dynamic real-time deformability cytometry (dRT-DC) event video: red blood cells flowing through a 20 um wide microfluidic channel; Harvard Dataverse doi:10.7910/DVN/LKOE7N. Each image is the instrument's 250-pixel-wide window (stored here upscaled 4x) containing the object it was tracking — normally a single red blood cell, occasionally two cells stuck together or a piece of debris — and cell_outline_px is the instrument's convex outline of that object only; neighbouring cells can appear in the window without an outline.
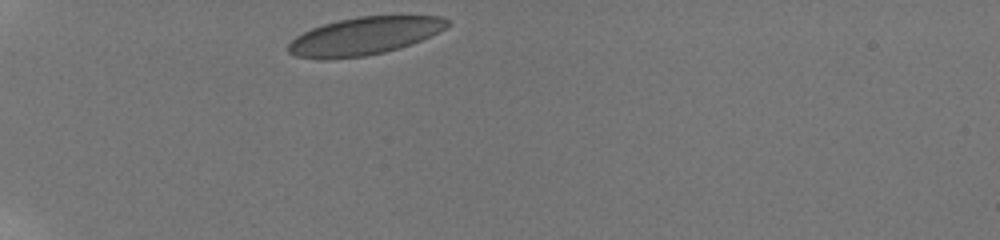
{"species": "human", "species_latin": "Homo sapiens", "temperature_condition": "room temperature", "stored_images_in_passage": 33, "camera_frame_rate_fps": 3000, "um_per_image_px": 0.085, "donor": {"sex": "male"}, "frame": {"image": 1, "passage_image": 1, "time_ms": 0.0, "image_size_px": [1000, 240], "cell_outline_px": [[452, 24], [412, 44], [384, 52], [364, 56], [296, 56], [288, 52], [288, 44], [296, 36], [312, 28], [324, 24], [356, 16], [444, 16], [452, 20]], "centroid_in_image_um": [31.06, 3.01], "position_along_channel_um": 53.9, "area_um2": 33.87}}
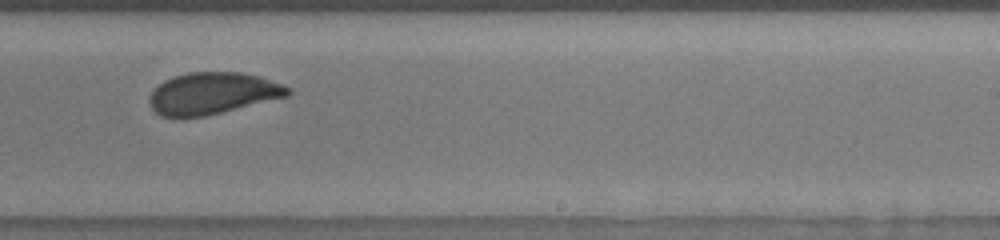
{"frame": {"image": 2, "passage_image": 21, "time_ms": 6.667, "image_size_px": [1000, 240], "cell_outline_px": [[292, 92], [288, 96], [204, 116], [160, 116], [152, 108], [148, 100], [152, 92], [164, 80], [172, 76], [188, 72], [240, 72], [260, 76], [292, 88]], "centroid_in_image_um": [18.09, 7.91], "position_along_channel_um": 270.9, "area_um2": 33.41}}
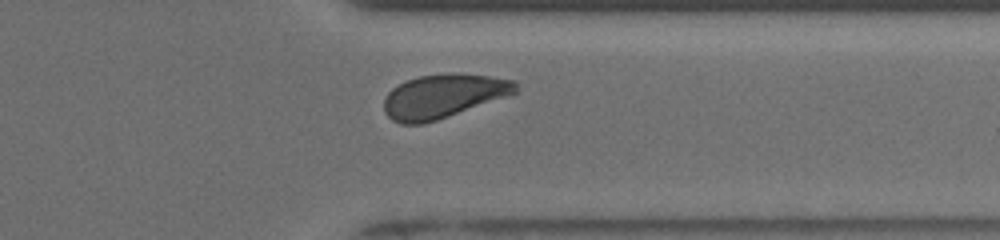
{"frame": {"image": 3, "passage_image": 29, "time_ms": 9.333, "image_size_px": [1000, 240], "cell_outline_px": [[520, 84], [516, 92], [512, 96], [424, 124], [400, 124], [392, 120], [384, 112], [384, 100], [388, 92], [392, 88], [408, 80], [420, 76], [488, 76], [516, 80]], "centroid_in_image_um": [37.72, 8.23], "position_along_channel_um": 373.7, "area_um2": 33.12}, "authors_computed_cell_mechanics": {"area_um2": 34.2754, "velocity_mm_per_s": 3.8261, "shape_relaxation_time_tau1_ms": 3.5896, "shape_relaxation_time_tau2_ms": null, "deformation_change_tau1": 0.1088, "deformation_change_tau2": null}}